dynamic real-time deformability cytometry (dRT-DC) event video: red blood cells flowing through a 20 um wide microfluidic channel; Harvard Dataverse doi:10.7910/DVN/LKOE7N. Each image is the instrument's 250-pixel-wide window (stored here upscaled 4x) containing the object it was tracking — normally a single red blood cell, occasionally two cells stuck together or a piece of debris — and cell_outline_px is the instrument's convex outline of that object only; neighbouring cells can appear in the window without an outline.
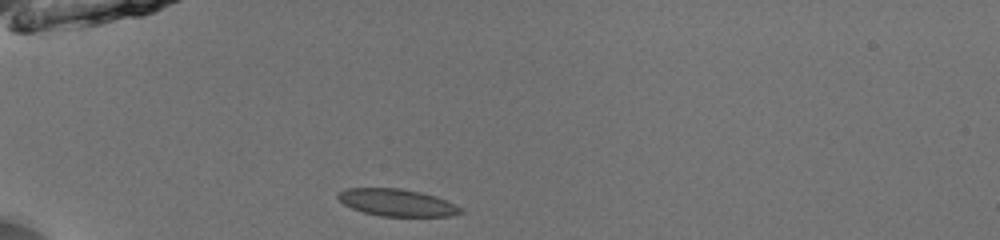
{"species": "common noctule bat (a hibernating species)", "species_latin": "Nyctalus noctula", "temperature_condition": "room temperature", "stored_images_in_passage": 37, "camera_frame_rate_fps": 3000, "um_per_image_px": 0.085, "animal": {"sex": "male", "body_mass_g": 13.0, "forearm_length_mm": 53.1}, "frame": {"image": 1, "passage_image": 1, "time_ms": 0.0, "image_size_px": [1000, 240], "cell_outline_px": [[464, 212], [448, 216], [380, 216], [364, 212], [352, 208], [344, 204], [336, 196], [344, 188], [400, 188], [420, 192], [436, 196], [456, 204], [464, 208]], "centroid_in_image_um": [33.77, 17.22], "position_along_channel_um": 51.2, "area_um2": 19.42}}
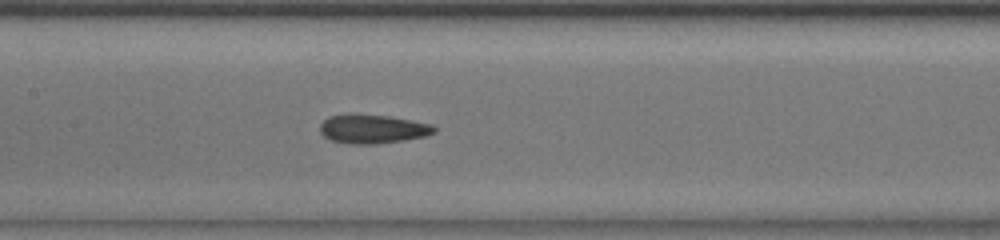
{"frame": {"image": 2, "passage_image": 12, "time_ms": 3.667, "image_size_px": [1000, 240], "cell_outline_px": [[436, 132], [428, 136], [404, 140], [372, 144], [352, 144], [332, 140], [324, 136], [320, 132], [320, 124], [328, 116], [352, 112], [388, 116], [412, 120], [432, 124], [436, 128]], "centroid_in_image_um": [31.67, 10.93], "position_along_channel_um": 175.7, "area_um2": 19.59}}
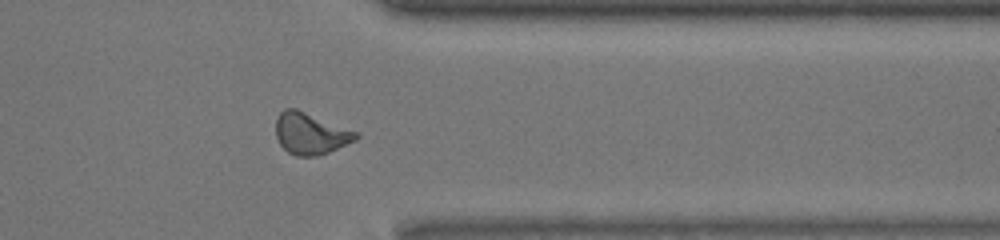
{"frame": {"image": 3, "passage_image": 28, "time_ms": 9.0, "image_size_px": [1000, 240], "cell_outline_px": [[360, 136], [356, 140], [328, 152], [316, 156], [296, 156], [288, 152], [280, 144], [276, 136], [276, 120], [280, 112], [284, 108], [296, 108], [360, 132]], "centroid_in_image_um": [26.41, 11.34], "position_along_channel_um": 385.0, "area_um2": 19.54}, "authors_computed_cell_mechanics": {"area_um2": 18.9584, "velocity_mm_per_s": 3.9642, "shape_relaxation_time_tau1_ms": 3.3936, "shape_relaxation_time_tau2_ms": 2.4408, "deformation_change_tau1": 0.1181, "deformation_change_tau2": 0.0744}}